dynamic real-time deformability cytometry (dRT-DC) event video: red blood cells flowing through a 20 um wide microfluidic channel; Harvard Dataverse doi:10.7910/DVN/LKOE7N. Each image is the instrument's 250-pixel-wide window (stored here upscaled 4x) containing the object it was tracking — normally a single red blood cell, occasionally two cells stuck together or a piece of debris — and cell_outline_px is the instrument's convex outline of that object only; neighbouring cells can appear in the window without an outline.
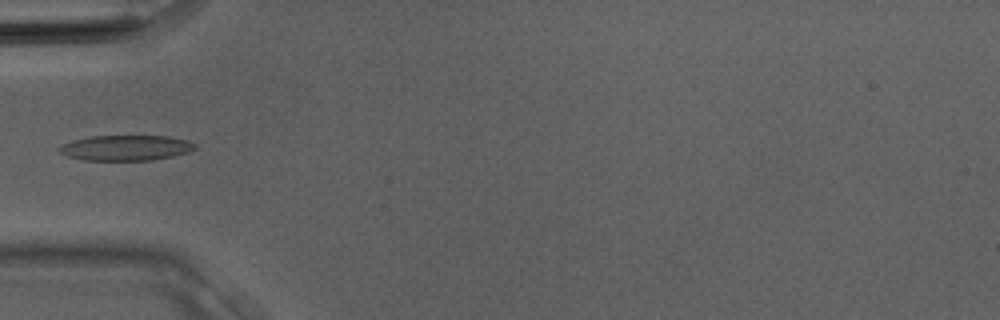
{"species": "Egyptian fruit bat (a non-hibernating species)", "species_latin": "Rousettus aegyptiacus", "temperature_condition": "room temperature", "stored_images_in_passage": 3, "camera_frame_rate_fps": 3000, "um_per_image_px": 0.085, "animal": {"sex": "male"}, "frame": {"image": 1, "passage_image": 3, "time_ms": 0.667, "image_size_px": [1000, 320], "cell_outline_px": [[196, 148], [188, 152], [172, 156], [152, 160], [84, 160], [68, 156], [60, 152], [60, 148], [64, 144], [72, 140], [92, 136], [168, 136], [188, 140], [196, 144]], "centroid_in_image_um": [10.74, 12.56], "position_along_channel_um": 74.3, "area_um2": 19.88}}